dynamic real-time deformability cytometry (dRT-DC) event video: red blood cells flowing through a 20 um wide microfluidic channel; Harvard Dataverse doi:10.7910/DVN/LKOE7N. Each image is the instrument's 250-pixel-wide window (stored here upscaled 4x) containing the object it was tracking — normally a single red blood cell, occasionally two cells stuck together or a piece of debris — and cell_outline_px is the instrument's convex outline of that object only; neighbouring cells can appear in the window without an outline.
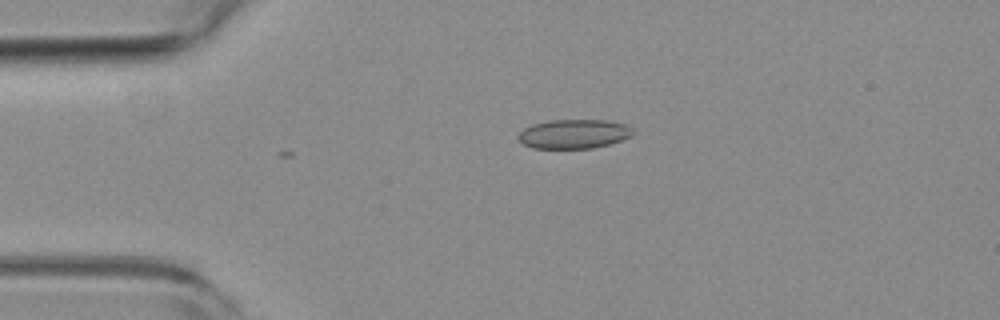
{"species": "common noctule bat (a hibernating species)", "species_latin": "Nyctalus noctula", "temperature_condition": "room temperature", "stored_images_in_passage": 2, "camera_frame_rate_fps": 3000, "um_per_image_px": 0.085, "animal": {"sex": "female", "body_mass_g": 19.3, "forearm_length_mm": 54.1}, "frame": {"image": 1, "passage_image": 2, "time_ms": 0.333, "image_size_px": [1000, 320], "cell_outline_px": [[636, 132], [632, 136], [608, 144], [592, 148], [532, 148], [524, 144], [516, 136], [524, 128], [532, 124], [548, 120], [608, 120], [624, 124], [632, 128]], "centroid_in_image_um": [48.78, 11.37], "position_along_channel_um": 36.2, "area_um2": 19.54}}